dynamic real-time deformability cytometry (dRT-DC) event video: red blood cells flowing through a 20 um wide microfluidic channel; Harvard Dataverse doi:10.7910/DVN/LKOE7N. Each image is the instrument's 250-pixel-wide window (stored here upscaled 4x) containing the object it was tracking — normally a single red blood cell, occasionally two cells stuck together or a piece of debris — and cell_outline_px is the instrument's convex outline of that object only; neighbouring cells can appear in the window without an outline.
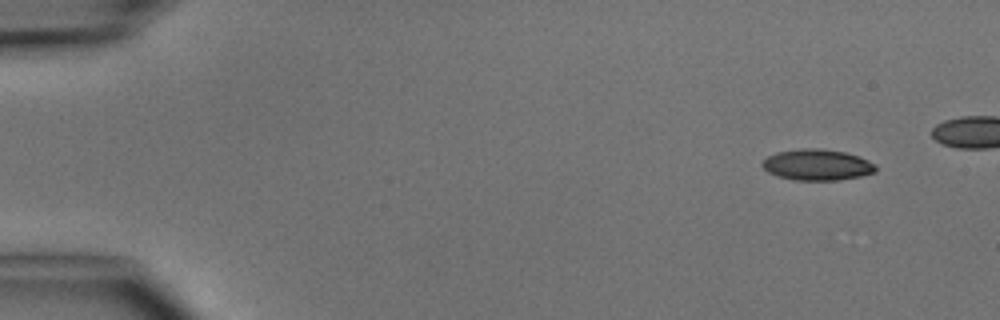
{"species": "common noctule bat (a hibernating species)", "species_latin": "Nyctalus noctula", "temperature_condition": "cold", "stored_images_in_passage": 4, "camera_frame_rate_fps": 3000, "um_per_image_px": 0.085, "animal": {"sex": "male", "body_mass_g": 15.6}, "frame": {"image": 1, "passage_image": 4, "time_ms": 4.333, "image_size_px": [1000, 320], "cell_outline_px": [[876, 172], [860, 176], [840, 180], [796, 180], [780, 176], [768, 172], [760, 164], [768, 156], [776, 152], [800, 148], [820, 148], [844, 152], [860, 156], [876, 164]], "centroid_in_image_um": [69.48, 14.0], "position_along_channel_um": 15.5, "area_um2": 20.58}}